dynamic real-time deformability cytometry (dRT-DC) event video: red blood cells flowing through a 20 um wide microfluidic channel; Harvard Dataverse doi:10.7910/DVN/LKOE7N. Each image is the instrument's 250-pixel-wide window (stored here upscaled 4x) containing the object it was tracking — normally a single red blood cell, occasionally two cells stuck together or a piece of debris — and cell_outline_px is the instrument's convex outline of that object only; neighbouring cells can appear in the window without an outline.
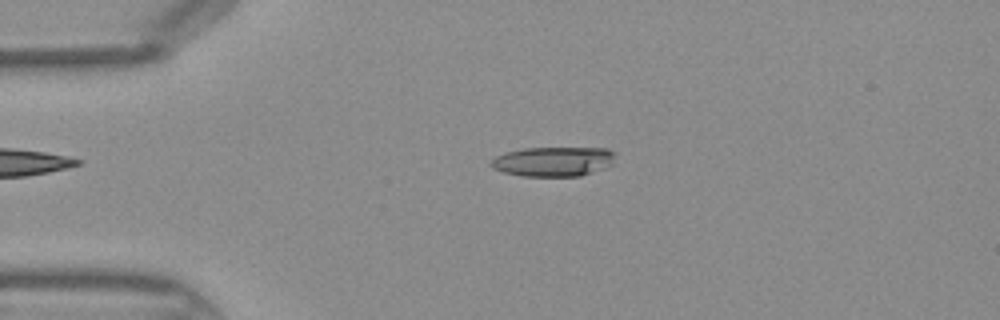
{"species": "Egyptian fruit bat (a non-hibernating species)", "species_latin": "Rousettus aegyptiacus", "temperature_condition": "warm", "stored_images_in_passage": 37, "camera_frame_rate_fps": 3000, "um_per_image_px": 0.085, "frame": {"image": 1, "passage_image": 3, "time_ms": 0.667, "image_size_px": [1000, 320], "cell_outline_px": [[616, 152], [612, 164], [604, 168], [580, 176], [520, 176], [504, 172], [492, 168], [488, 164], [496, 156], [504, 152], [524, 148], [608, 148]], "centroid_in_image_um": [47.02, 13.72], "position_along_channel_um": 38.0, "area_um2": 21.62}}
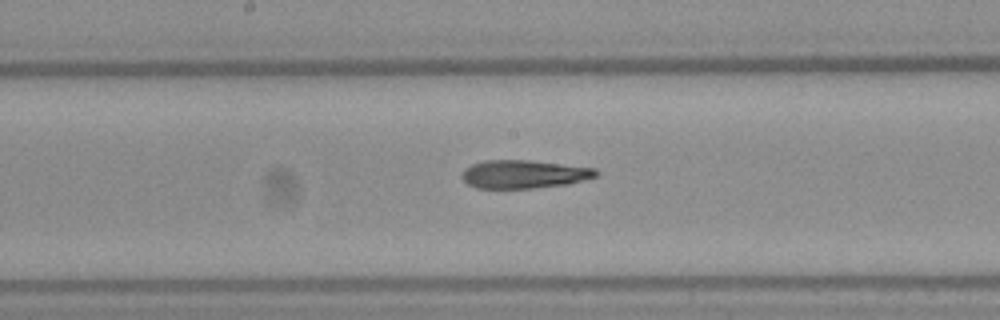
{"frame": {"image": 2, "passage_image": 16, "time_ms": 5.0, "image_size_px": [1000, 320], "cell_outline_px": [[600, 172], [596, 176], [584, 180], [568, 184], [532, 188], [476, 188], [468, 184], [460, 176], [464, 168], [472, 164], [484, 160], [528, 160], [596, 168]], "centroid_in_image_um": [44.52, 14.8], "position_along_channel_um": 203.7, "area_um2": 22.14}}
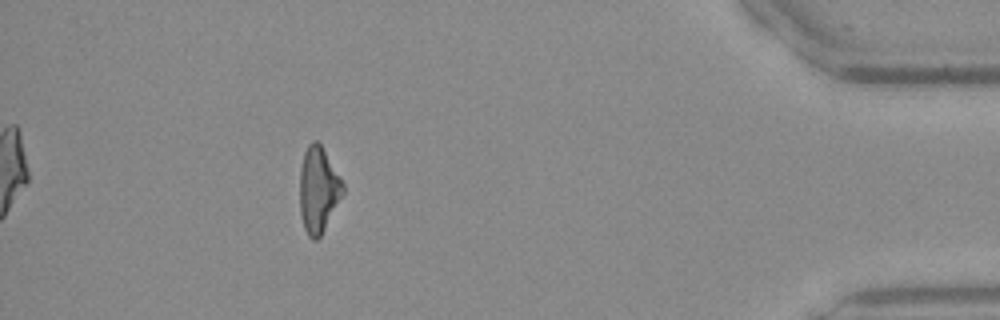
{"frame": {"image": 3, "passage_image": 33, "time_ms": 10.667, "image_size_px": [1000, 320], "cell_outline_px": [[344, 192], [320, 236], [316, 240], [312, 240], [308, 236], [304, 228], [300, 216], [300, 168], [304, 152], [308, 144], [312, 140], [316, 140], [320, 144], [344, 184]], "centroid_in_image_um": [27.03, 16.13], "position_along_channel_um": 408.2, "area_um2": 21.33}}